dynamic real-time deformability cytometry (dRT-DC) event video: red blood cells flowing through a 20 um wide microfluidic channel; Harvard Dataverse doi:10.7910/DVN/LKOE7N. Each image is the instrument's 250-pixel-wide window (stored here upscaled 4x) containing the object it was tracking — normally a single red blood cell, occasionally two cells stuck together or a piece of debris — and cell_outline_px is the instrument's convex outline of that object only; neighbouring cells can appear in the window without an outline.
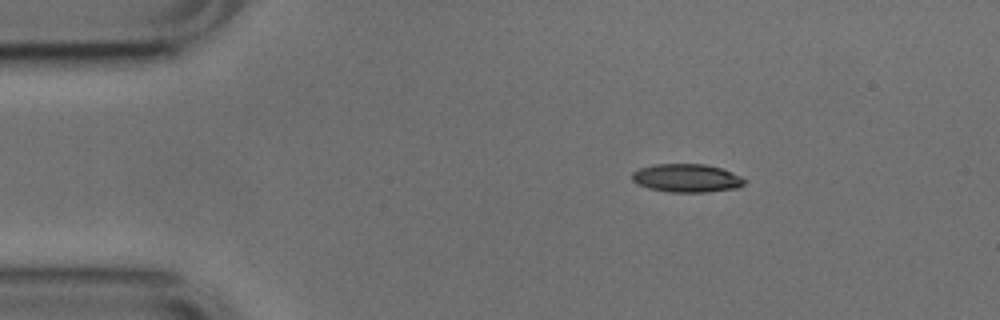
{"species": "common noctule bat (a hibernating species)", "species_latin": "Nyctalus noctula", "temperature_condition": "cold", "stored_images_in_passage": 4, "camera_frame_rate_fps": 3000, "um_per_image_px": 0.085, "animal": {"sex": "male", "body_mass_g": 17.9, "forearm_length_mm": 54.2}, "frame": {"image": 1, "passage_image": 1, "time_ms": 0.0, "image_size_px": [1000, 320], "cell_outline_px": [[748, 180], [744, 184], [736, 188], [708, 192], [668, 192], [648, 188], [636, 184], [632, 180], [632, 172], [640, 168], [656, 164], [704, 164], [720, 168], [732, 172]], "centroid_in_image_um": [58.36, 15.14], "position_along_channel_um": 26.6, "area_um2": 18.61}}
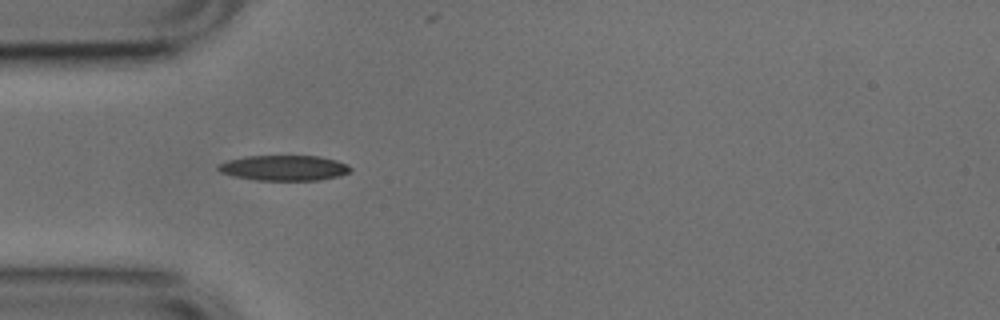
{"frame": {"image": 2, "passage_image": 3, "time_ms": 0.667, "image_size_px": [1000, 320], "cell_outline_px": [[352, 172], [340, 176], [320, 180], [256, 180], [236, 176], [220, 172], [216, 168], [220, 164], [228, 160], [248, 156], [320, 156], [336, 160], [348, 164], [352, 168]], "centroid_in_image_um": [24.22, 14.27], "position_along_channel_um": 60.8, "area_um2": 19.54}}